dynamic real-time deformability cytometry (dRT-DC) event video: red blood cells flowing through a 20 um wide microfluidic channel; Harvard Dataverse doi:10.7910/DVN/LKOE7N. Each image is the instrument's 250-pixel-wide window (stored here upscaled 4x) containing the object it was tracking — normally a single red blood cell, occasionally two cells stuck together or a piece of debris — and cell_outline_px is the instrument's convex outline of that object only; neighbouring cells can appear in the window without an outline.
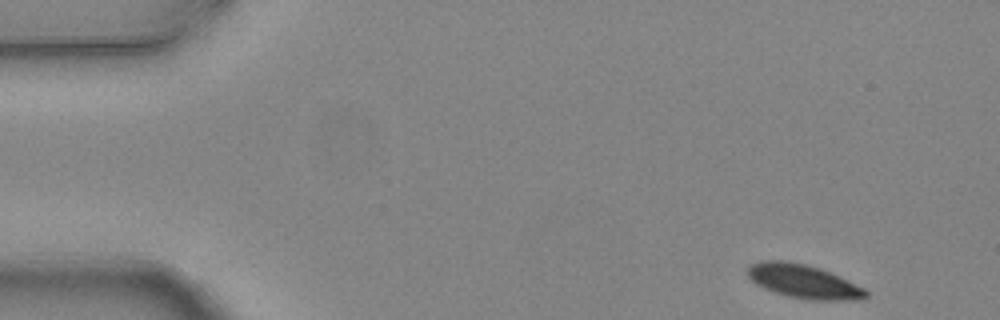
{"species": "common noctule bat (a hibernating species)", "species_latin": "Nyctalus noctula", "temperature_condition": "warm", "stored_images_in_passage": 3, "camera_frame_rate_fps": 3000, "um_per_image_px": 0.085, "animal": {"sex": "female", "body_mass_g": 24.6, "forearm_length_mm": 56.2}, "frame": {"image": 1, "passage_image": 1, "time_ms": 0.0, "image_size_px": [1000, 320], "cell_outline_px": [[868, 296], [860, 300], [808, 300], [788, 296], [764, 288], [756, 284], [748, 276], [748, 268], [752, 264], [760, 260], [784, 260], [804, 264], [820, 268], [840, 276], [864, 288], [868, 292]], "centroid_in_image_um": [68.32, 23.92], "position_along_channel_um": 16.7, "area_um2": 23.24}}
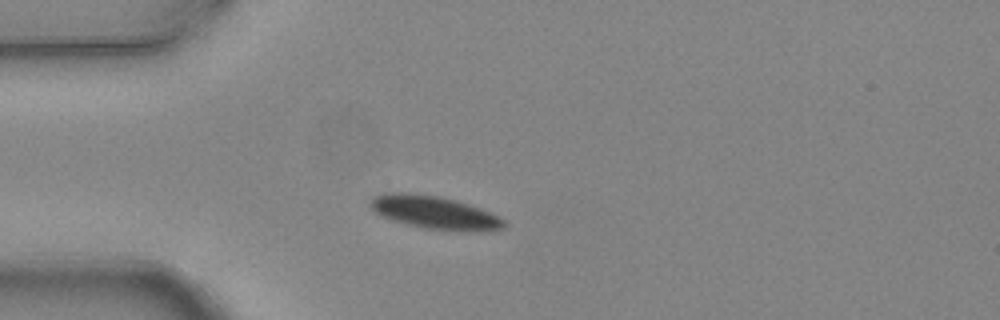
{"frame": {"image": 2, "passage_image": 3, "time_ms": 0.667, "image_size_px": [1000, 320], "cell_outline_px": [[508, 224], [504, 228], [488, 232], [460, 232], [424, 228], [392, 220], [376, 212], [368, 204], [372, 196], [388, 192], [400, 192], [440, 196], [468, 204], [480, 208], [500, 216]], "centroid_in_image_um": [37.01, 18.08], "position_along_channel_um": 48.0, "area_um2": 26.07}}